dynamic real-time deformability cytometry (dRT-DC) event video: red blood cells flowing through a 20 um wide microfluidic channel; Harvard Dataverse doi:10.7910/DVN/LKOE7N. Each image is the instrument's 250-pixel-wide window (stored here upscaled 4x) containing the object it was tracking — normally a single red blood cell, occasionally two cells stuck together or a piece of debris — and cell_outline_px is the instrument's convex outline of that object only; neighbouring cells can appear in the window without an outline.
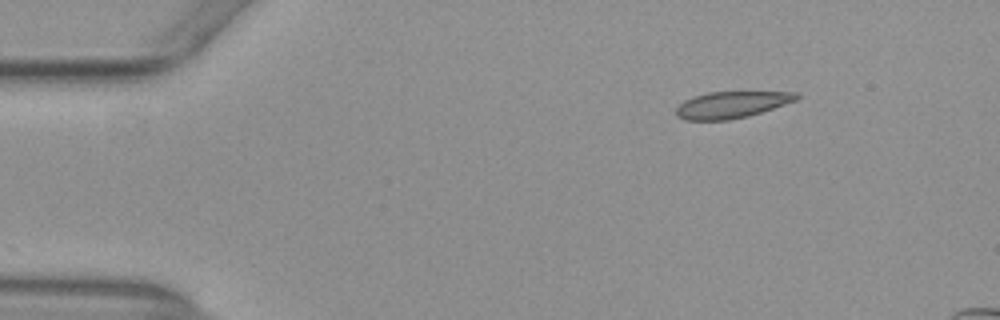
{"species": "common noctule bat (a hibernating species)", "species_latin": "Nyctalus noctula", "temperature_condition": "warm", "stored_images_in_passage": 11, "camera_frame_rate_fps": 3000, "um_per_image_px": 0.085, "animal": {"sex": "female", "body_mass_g": 29.2, "forearm_length_mm": 56.3}, "frame": {"image": 1, "passage_image": 2, "time_ms": 0.333, "image_size_px": [1000, 320], "cell_outline_px": [[800, 96], [796, 100], [748, 116], [728, 120], [684, 120], [676, 116], [676, 108], [684, 100], [692, 96], [708, 92], [800, 92]], "centroid_in_image_um": [62.14, 8.9], "position_along_channel_um": 22.9, "area_um2": 18.61}}